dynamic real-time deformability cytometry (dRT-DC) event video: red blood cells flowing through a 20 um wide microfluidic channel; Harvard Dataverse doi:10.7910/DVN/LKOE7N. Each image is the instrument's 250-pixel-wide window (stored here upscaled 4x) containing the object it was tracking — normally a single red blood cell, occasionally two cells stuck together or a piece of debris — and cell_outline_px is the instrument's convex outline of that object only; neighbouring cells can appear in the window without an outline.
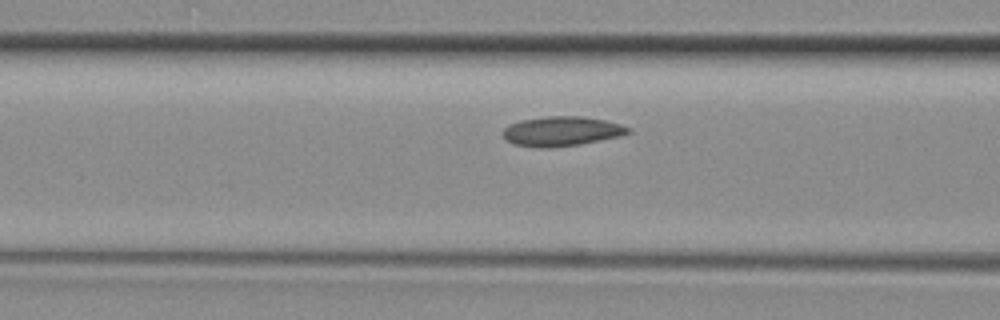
{"species": "common noctule bat (a hibernating species)", "species_latin": "Nyctalus noctula", "temperature_condition": "room temperature", "stored_images_in_passage": 12, "camera_frame_rate_fps": 3000, "um_per_image_px": 0.085, "animal": {"sex": "female", "body_mass_g": 29.2, "forearm_length_mm": 56.3}, "frame": {"image": 1, "passage_image": 10, "time_ms": 3.0, "image_size_px": [1000, 320], "cell_outline_px": [[632, 132], [620, 136], [580, 144], [552, 148], [532, 148], [512, 144], [504, 136], [504, 128], [508, 124], [520, 120], [548, 116], [580, 116], [604, 120], [620, 124], [632, 128]], "centroid_in_image_um": [47.73, 11.16], "position_along_channel_um": 118.9, "area_um2": 21.79}}